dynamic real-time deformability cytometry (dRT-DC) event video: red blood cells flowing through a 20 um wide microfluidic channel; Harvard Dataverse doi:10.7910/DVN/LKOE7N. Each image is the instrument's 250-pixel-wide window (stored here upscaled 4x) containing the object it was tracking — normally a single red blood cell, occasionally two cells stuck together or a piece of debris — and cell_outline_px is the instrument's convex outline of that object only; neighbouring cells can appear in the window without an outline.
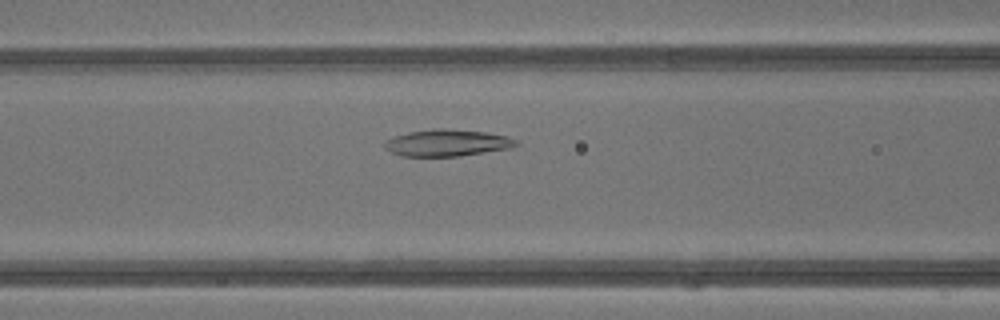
{"species": "common noctule bat (a hibernating species)", "species_latin": "Nyctalus noctula", "temperature_condition": "warm", "stored_images_in_passage": 39, "camera_frame_rate_fps": 3000, "um_per_image_px": 0.085, "animal": {"sex": "male", "body_mass_g": 13.3}, "frame": {"image": 1, "passage_image": 14, "time_ms": 4.333, "image_size_px": [1000, 320], "cell_outline_px": [[520, 144], [512, 148], [460, 156], [400, 156], [384, 148], [384, 140], [396, 136], [412, 132], [432, 128], [444, 128], [484, 132], [508, 136], [520, 140]], "centroid_in_image_um": [38.06, 12.14], "position_along_channel_um": 128.5, "area_um2": 20.63}}
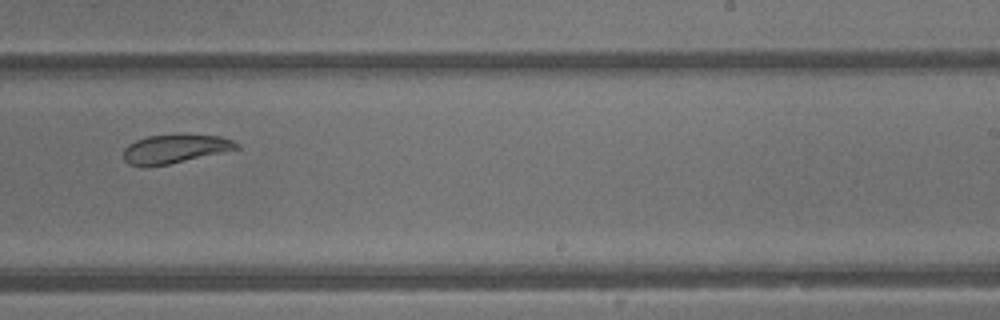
{"frame": {"image": 2, "passage_image": 23, "time_ms": 7.333, "image_size_px": [1000, 320], "cell_outline_px": [[240, 148], [168, 164], [144, 168], [140, 168], [128, 164], [124, 160], [124, 148], [128, 144], [136, 140], [148, 136], [220, 136], [232, 140], [240, 144]], "centroid_in_image_um": [14.8, 12.69], "position_along_channel_um": 274.2, "area_um2": 18.55}}
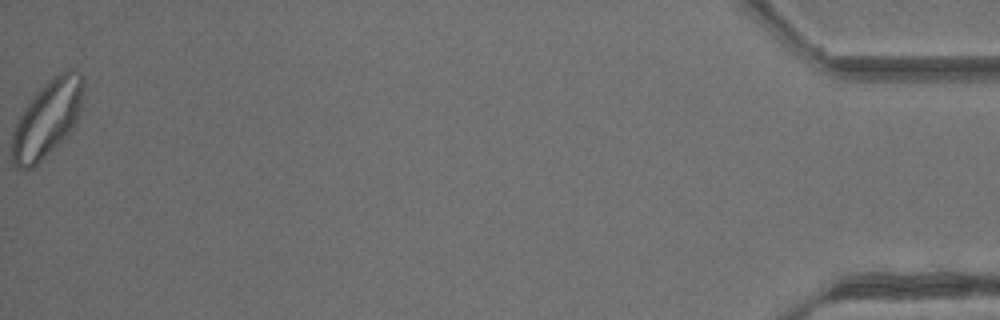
{"frame": {"image": 3, "passage_image": 39, "time_ms": 12.667, "image_size_px": [1000, 320], "cell_outline_px": [[84, 92], [80, 108], [72, 132], [32, 168], [16, 168], [12, 164], [12, 128], [16, 120], [32, 96], [52, 76], [68, 68], [76, 68], [84, 76]], "centroid_in_image_um": [4.03, 10.05], "position_along_channel_um": 431.2, "area_um2": 32.48}, "authors_computed_cell_mechanics": {"area_um2": 24.1604, "velocity_mm_per_s": 4.8634, "shape_relaxation_time_tau1_ms": 6.9652, "shape_relaxation_time_tau2_ms": 2.7816, "deformation_change_tau1": 0.1472, "deformation_change_tau2": 0.072}}